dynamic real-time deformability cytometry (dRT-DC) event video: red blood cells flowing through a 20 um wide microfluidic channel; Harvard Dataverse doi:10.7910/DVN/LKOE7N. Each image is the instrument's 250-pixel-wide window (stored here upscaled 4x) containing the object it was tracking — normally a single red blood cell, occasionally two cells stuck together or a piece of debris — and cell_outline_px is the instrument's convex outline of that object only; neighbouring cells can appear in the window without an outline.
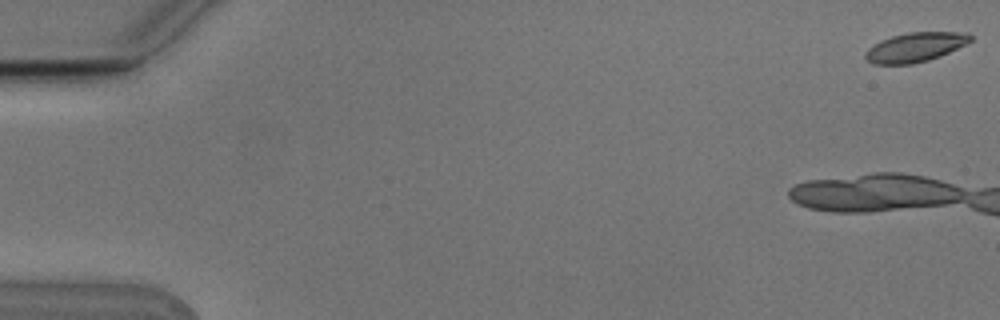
{"species": "Egyptian fruit bat (a non-hibernating species)", "species_latin": "Rousettus aegyptiacus", "temperature_condition": "cold", "stored_images_in_passage": 6, "camera_frame_rate_fps": 3000, "um_per_image_px": 0.085, "animal": {"sex": "male"}, "frame": {"image": 1, "passage_image": 1, "time_ms": 0.0, "image_size_px": [1000, 320], "cell_outline_px": [[972, 40], [940, 56], [928, 60], [912, 64], [872, 64], [864, 56], [864, 52], [868, 48], [880, 40], [892, 36], [908, 32], [968, 32], [972, 36]], "centroid_in_image_um": [77.76, 4.01], "position_along_channel_um": 7.2, "area_um2": 17.92}}